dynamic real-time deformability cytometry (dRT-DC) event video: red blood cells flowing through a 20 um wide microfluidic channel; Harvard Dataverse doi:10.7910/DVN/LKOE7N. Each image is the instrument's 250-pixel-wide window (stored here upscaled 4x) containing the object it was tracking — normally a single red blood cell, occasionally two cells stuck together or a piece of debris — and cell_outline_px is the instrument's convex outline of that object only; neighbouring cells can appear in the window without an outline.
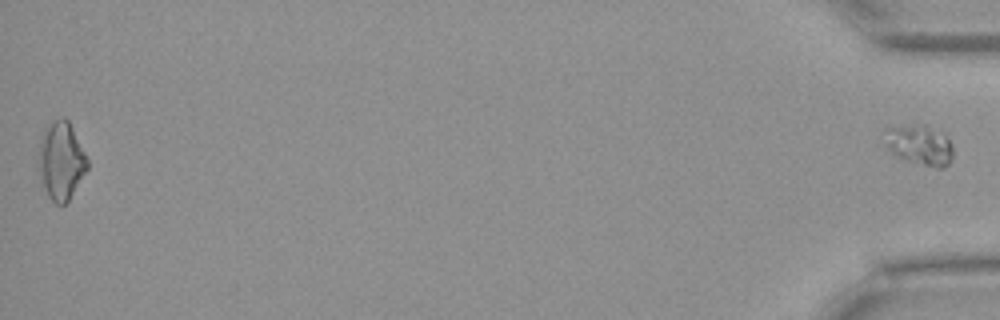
{"species": "Egyptian fruit bat (a non-hibernating species)", "species_latin": "Rousettus aegyptiacus", "temperature_condition": "warm", "stored_images_in_passage": 42, "segment_of_instrument_passage": [2, 2], "camera_frame_rate_fps": 3000, "um_per_image_px": 0.085, "animal": {"sex": "female"}, "frame": {"image": 1, "passage_image": 42, "time_ms": 13.667, "image_size_px": [1000, 320], "cell_outline_px": [[952, 156], [948, 164], [944, 168], [936, 168], [908, 160], [896, 156], [888, 148], [880, 132], [884, 128], [920, 124], [924, 124], [944, 132], [952, 144]], "centroid_in_image_um": [78.14, 12.29], "position_along_channel_um": 357.1, "area_um2": 16.3}}